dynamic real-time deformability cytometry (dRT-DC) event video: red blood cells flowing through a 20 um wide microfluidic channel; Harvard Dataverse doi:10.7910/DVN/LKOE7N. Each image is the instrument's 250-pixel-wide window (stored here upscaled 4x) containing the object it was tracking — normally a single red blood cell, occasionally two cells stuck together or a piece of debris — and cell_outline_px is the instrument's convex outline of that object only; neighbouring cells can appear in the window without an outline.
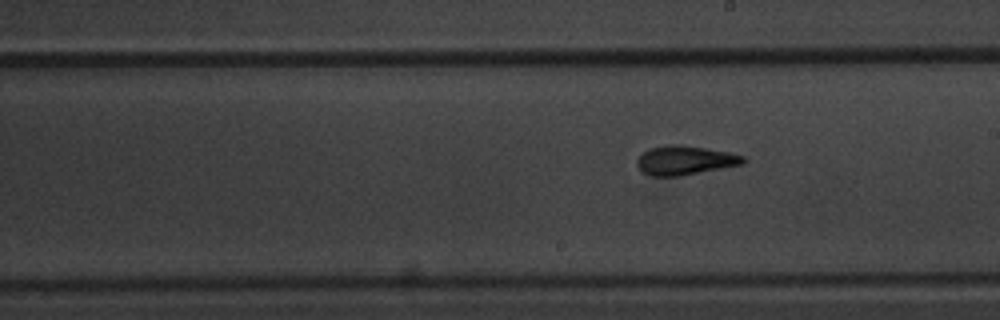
{"species": "common noctule bat (a hibernating species)", "species_latin": "Nyctalus noctula", "temperature_condition": "warm", "stored_images_in_passage": 9, "segment_of_instrument_passage": [2, 2], "camera_frame_rate_fps": 3000, "um_per_image_px": 0.085, "animal": {"sex": "male", "body_mass_g": 20.1, "forearm_length_mm": 53.5}, "frame": {"image": 1, "passage_image": 9, "time_ms": 11.333, "image_size_px": [1000, 320], "cell_outline_px": [[748, 160], [744, 164], [680, 176], [652, 176], [644, 172], [636, 164], [636, 160], [644, 152], [652, 148], [668, 144], [684, 144], [728, 152], [744, 156]], "centroid_in_image_um": [58.26, 13.62], "position_along_channel_um": 230.7, "area_um2": 18.03}}